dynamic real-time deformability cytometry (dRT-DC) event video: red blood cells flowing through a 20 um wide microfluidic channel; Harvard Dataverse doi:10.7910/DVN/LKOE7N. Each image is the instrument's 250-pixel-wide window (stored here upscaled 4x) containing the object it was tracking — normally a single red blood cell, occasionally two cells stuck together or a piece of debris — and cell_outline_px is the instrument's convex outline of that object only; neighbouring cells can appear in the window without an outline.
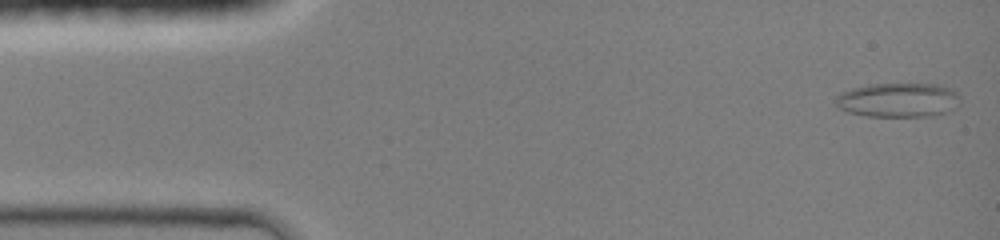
{"species": "common noctule bat (a hibernating species)", "species_latin": "Nyctalus noctula", "temperature_condition": "room temperature", "stored_images_in_passage": 44, "camera_frame_rate_fps": 3000, "um_per_image_px": 0.085, "animal": {"sex": "female", "body_mass_g": 19.0, "forearm_length_mm": 51.5}, "frame": {"image": 1, "passage_image": 1, "time_ms": 0.0, "image_size_px": [1000, 240], "cell_outline_px": [[960, 96], [956, 108], [932, 116], [868, 116], [844, 112], [836, 104], [836, 96], [840, 92], [852, 88], [868, 84], [936, 84], [952, 88]], "centroid_in_image_um": [76.33, 8.5], "position_along_channel_um": 8.7, "area_um2": 25.03}}
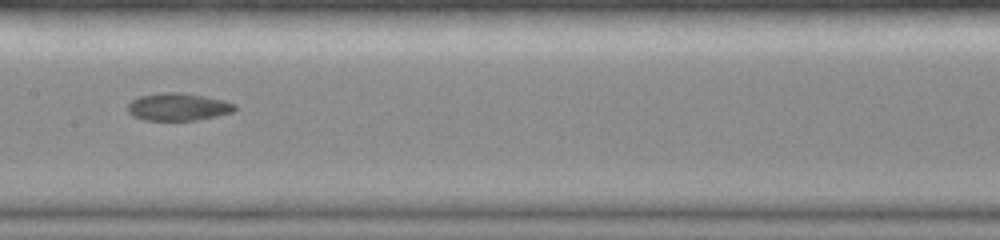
{"frame": {"image": 2, "passage_image": 22, "time_ms": 7.0, "image_size_px": [1000, 240], "cell_outline_px": [[236, 108], [232, 112], [200, 120], [144, 120], [132, 116], [128, 112], [128, 104], [132, 100], [140, 96], [164, 92], [184, 92], [224, 100], [236, 104]], "centroid_in_image_um": [15.14, 9.08], "position_along_channel_um": 192.3, "area_um2": 17.28}}
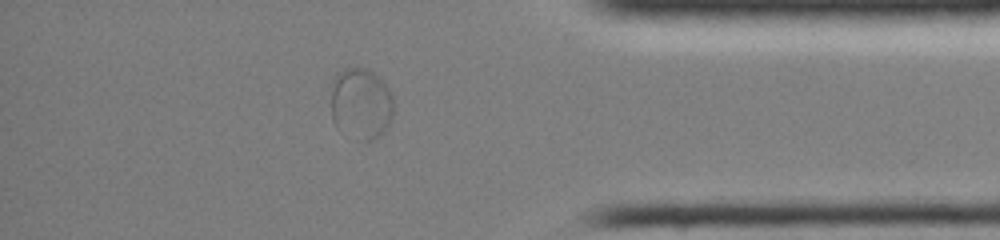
{"frame": {"image": 3, "passage_image": 38, "time_ms": 12.333, "image_size_px": [1000, 240], "cell_outline_px": [[392, 116], [384, 132], [372, 140], [356, 140], [340, 132], [336, 128], [332, 120], [332, 88], [336, 72], [344, 68], [364, 68], [372, 72], [388, 88], [392, 96]], "centroid_in_image_um": [30.64, 8.84], "position_along_channel_um": 404.6, "area_um2": 26.07}}